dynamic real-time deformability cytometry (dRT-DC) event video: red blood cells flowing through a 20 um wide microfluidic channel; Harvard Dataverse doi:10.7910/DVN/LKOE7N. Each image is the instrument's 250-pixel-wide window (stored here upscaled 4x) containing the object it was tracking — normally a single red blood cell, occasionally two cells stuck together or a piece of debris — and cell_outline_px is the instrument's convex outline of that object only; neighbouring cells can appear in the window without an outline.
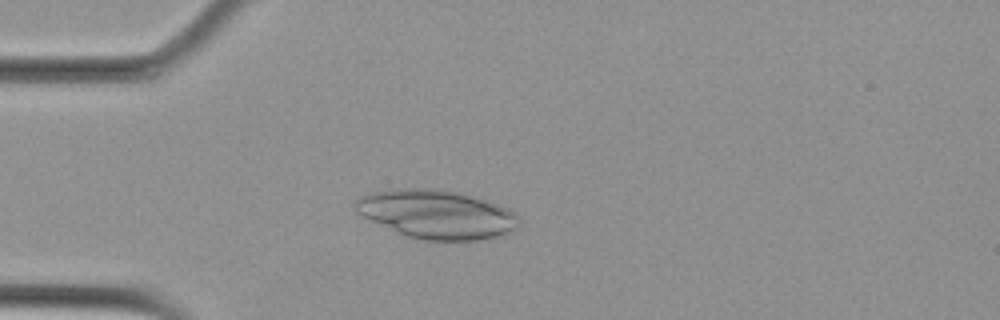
{"species": "Egyptian fruit bat (a non-hibernating species)", "species_latin": "Rousettus aegyptiacus", "temperature_condition": "cold", "stored_images_in_passage": 55, "camera_frame_rate_fps": 3000, "um_per_image_px": 0.085, "animal": {"sex": "female"}, "frame": {"image": 1, "passage_image": 14, "time_ms": 4.333, "image_size_px": [1000, 320], "cell_outline_px": [[520, 220], [516, 228], [512, 232], [504, 236], [476, 240], [424, 240], [404, 236], [356, 212], [356, 200], [360, 196], [368, 192], [404, 188], [432, 188], [456, 192], [484, 200], [508, 208]], "centroid_in_image_um": [37.12, 18.22], "position_along_channel_um": 47.9, "area_um2": 46.12}}
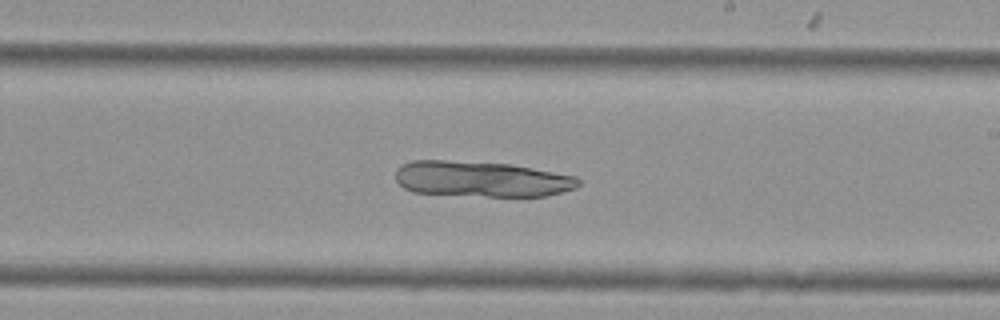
{"frame": {"image": 2, "passage_image": 32, "time_ms": 10.333, "image_size_px": [1000, 320], "cell_outline_px": [[580, 184], [576, 188], [564, 192], [544, 196], [488, 196], [412, 192], [404, 188], [396, 180], [396, 168], [412, 160], [444, 160], [512, 164], [576, 176], [580, 180]], "centroid_in_image_um": [40.94, 15.21], "position_along_channel_um": 248.1, "area_um2": 38.03}}
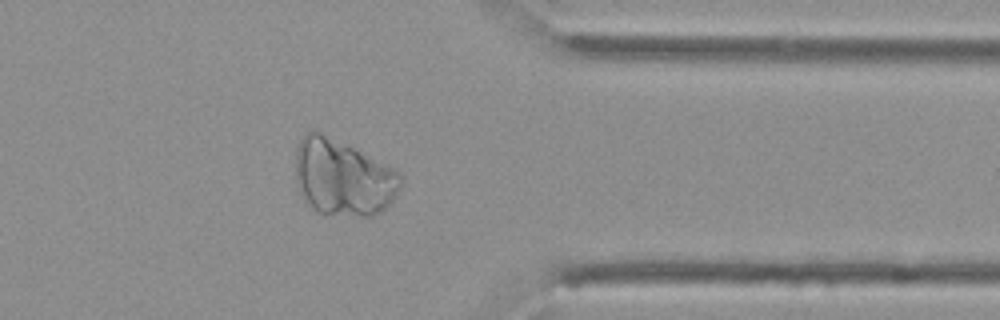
{"frame": {"image": 3, "passage_image": 44, "time_ms": 14.333, "image_size_px": [1000, 320], "cell_outline_px": [[400, 188], [396, 196], [380, 212], [372, 216], [360, 216], [316, 212], [304, 200], [300, 192], [296, 180], [296, 148], [304, 132], [320, 132], [396, 168], [400, 172]], "centroid_in_image_um": [29.15, 15.09], "position_along_channel_um": 382.3, "area_um2": 46.53}}